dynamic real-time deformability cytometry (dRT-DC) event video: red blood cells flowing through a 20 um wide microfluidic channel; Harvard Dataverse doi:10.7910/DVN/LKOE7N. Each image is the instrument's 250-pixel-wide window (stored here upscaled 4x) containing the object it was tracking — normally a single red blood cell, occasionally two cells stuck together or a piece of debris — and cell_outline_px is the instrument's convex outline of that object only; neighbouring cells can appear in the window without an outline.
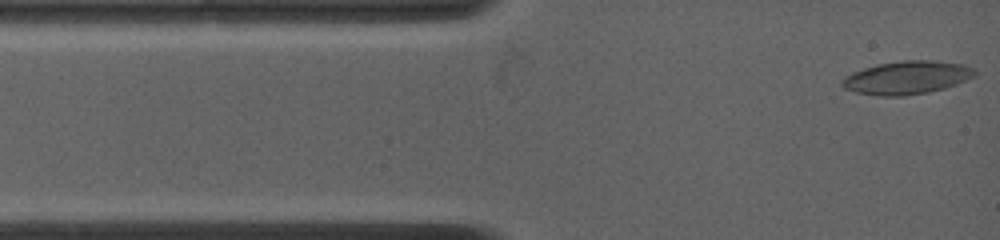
{"species": "common noctule bat (a hibernating species)", "species_latin": "Nyctalus noctula", "temperature_condition": "warm", "stored_images_in_passage": 99, "camera_frame_rate_fps": 4500, "um_per_image_px": 0.085, "animal": {"sex": "female", "body_mass_g": 19.0, "forearm_length_mm": 53.3}, "frame": {"image": 1, "passage_image": 1, "time_ms": 0.0, "image_size_px": [1000, 240], "cell_outline_px": [[976, 72], [972, 76], [956, 84], [944, 88], [928, 92], [904, 96], [880, 96], [856, 92], [844, 88], [840, 84], [840, 80], [844, 76], [852, 72], [876, 64], [904, 60], [932, 60], [964, 64], [972, 68]], "centroid_in_image_um": [77.02, 6.59], "position_along_channel_um": 8.0, "area_um2": 25.61}}
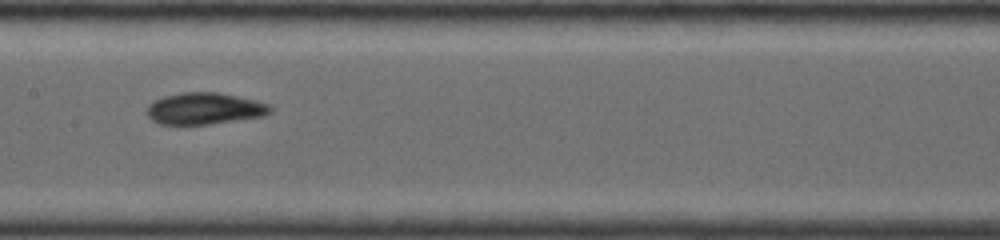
{"frame": {"image": 2, "passage_image": 42, "time_ms": 6.0, "image_size_px": [1000, 240], "cell_outline_px": [[272, 112], [264, 116], [208, 124], [160, 124], [152, 120], [144, 112], [148, 104], [164, 96], [180, 92], [216, 92], [256, 100], [268, 104], [272, 108]], "centroid_in_image_um": [17.36, 9.22], "position_along_channel_um": 190.0, "area_um2": 22.77}}
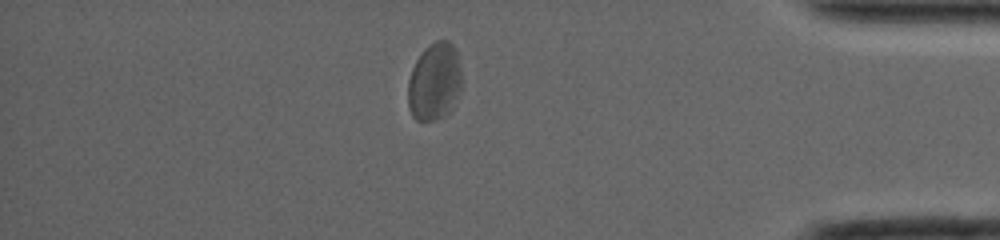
{"frame": {"image": 3, "passage_image": 83, "time_ms": 12.444, "image_size_px": [1000, 240], "cell_outline_px": [[460, 92], [452, 108], [448, 112], [436, 120], [416, 120], [412, 116], [408, 108], [408, 80], [412, 68], [416, 60], [424, 48], [436, 40], [448, 40], [456, 48], [460, 64]], "centroid_in_image_um": [36.92, 6.93], "position_along_channel_um": 398.3, "area_um2": 24.45}, "authors_computed_cell_mechanics": {"area_um2": 22.8888, "velocity_mm_per_s": 3.7846, "shape_relaxation_time_tau1_ms": 9.7524, "shape_relaxation_time_tau2_ms": 1.3345, "deformation_change_tau1": 0.1484, "deformation_change_tau2": 0.0603}}